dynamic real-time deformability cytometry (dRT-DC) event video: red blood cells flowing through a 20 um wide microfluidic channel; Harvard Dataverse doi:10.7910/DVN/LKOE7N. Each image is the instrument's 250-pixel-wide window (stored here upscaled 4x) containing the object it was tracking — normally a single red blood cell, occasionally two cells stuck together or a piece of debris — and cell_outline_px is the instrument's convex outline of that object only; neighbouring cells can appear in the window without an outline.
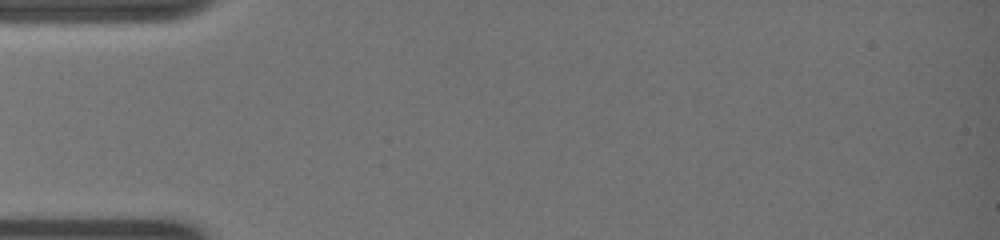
{"species": "common noctule bat (a hibernating species)", "species_latin": "Nyctalus noctula", "temperature_condition": "warm", "stored_images_in_passage": 1, "camera_frame_rate_fps": 3000, "um_per_image_px": 0.085, "animal": {"sex": "female", "body_mass_g": 19.0, "forearm_length_mm": 51.5}, "frame": {"image": 1, "passage_image": 1, "time_ms": 0.0, "image_size_px": [1000, 240], "cell_outline_px": [[164, 184], [160, 188], [132, 192], [40, 192], [12, 188], [12, 184], [24, 180], [156, 180]], "centroid_in_image_um": [7.43, 15.79], "position_along_channel_um": 77.6, "area_um2": 11.91}}